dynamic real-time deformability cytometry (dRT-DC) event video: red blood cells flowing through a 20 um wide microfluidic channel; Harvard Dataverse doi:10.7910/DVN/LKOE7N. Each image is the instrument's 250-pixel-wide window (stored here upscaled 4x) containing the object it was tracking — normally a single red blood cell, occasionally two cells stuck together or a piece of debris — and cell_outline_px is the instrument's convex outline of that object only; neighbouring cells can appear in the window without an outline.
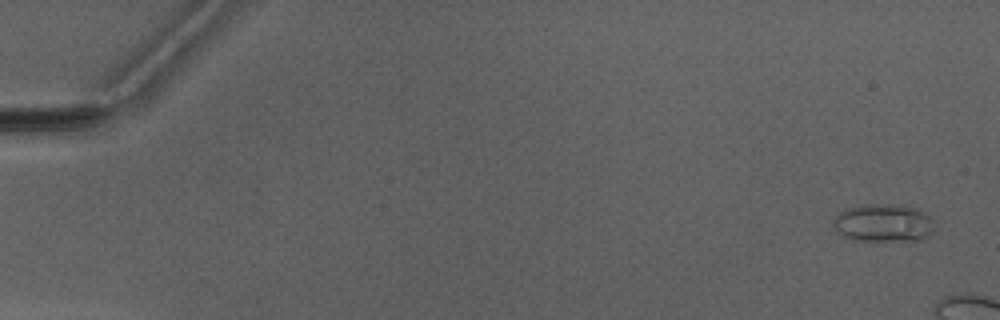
{"species": "Egyptian fruit bat (a non-hibernating species)", "species_latin": "Rousettus aegyptiacus", "temperature_condition": "warm", "stored_images_in_passage": 3, "camera_frame_rate_fps": 3000, "um_per_image_px": 0.085, "animal": {"sex": "male"}, "frame": {"image": 1, "passage_image": 1, "time_ms": 0.0, "image_size_px": [1000, 320], "cell_outline_px": [[932, 232], [924, 240], [876, 244], [852, 240], [840, 236], [832, 224], [832, 220], [840, 212], [848, 208], [868, 204], [904, 204], [920, 208], [932, 220]], "centroid_in_image_um": [75.08, 19.01], "position_along_channel_um": 9.9, "area_um2": 23.64}}